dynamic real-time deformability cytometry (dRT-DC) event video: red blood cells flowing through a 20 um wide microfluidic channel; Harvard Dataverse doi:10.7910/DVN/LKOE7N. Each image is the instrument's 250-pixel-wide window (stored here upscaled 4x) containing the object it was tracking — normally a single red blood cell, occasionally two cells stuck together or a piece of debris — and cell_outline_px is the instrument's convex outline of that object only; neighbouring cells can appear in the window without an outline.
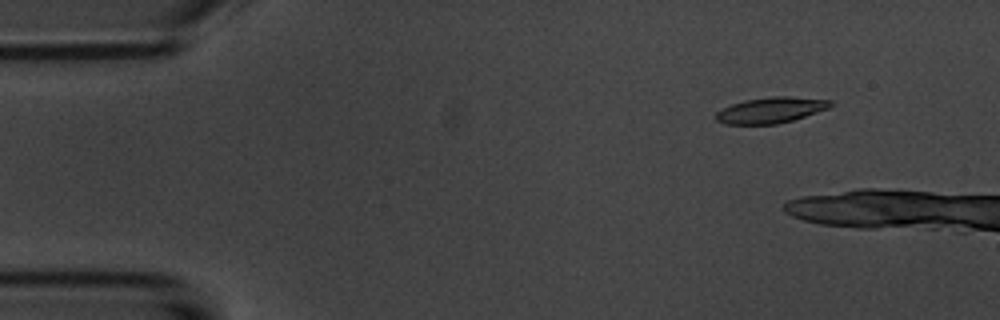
{"species": "common noctule bat (a hibernating species)", "species_latin": "Nyctalus noctula", "temperature_condition": "room temperature", "stored_images_in_passage": 5, "camera_frame_rate_fps": 3000, "um_per_image_px": 0.085, "animal": {"sex": "male", "body_mass_g": 20.1, "forearm_length_mm": 53.5}, "frame": {"image": 1, "passage_image": 2, "time_ms": 1.333, "image_size_px": [1000, 320], "cell_outline_px": [[836, 104], [828, 108], [792, 120], [776, 124], [724, 124], [716, 120], [716, 112], [732, 104], [744, 100], [772, 96], [792, 96], [832, 100]], "centroid_in_image_um": [65.54, 9.35], "position_along_channel_um": 19.5, "area_um2": 17.22}}